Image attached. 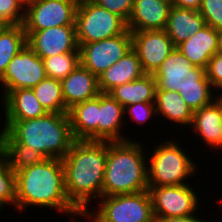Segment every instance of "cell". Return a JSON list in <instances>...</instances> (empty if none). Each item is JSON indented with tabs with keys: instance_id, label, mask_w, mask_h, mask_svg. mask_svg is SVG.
Returning a JSON list of instances; mask_svg holds the SVG:
<instances>
[{
	"instance_id": "1",
	"label": "cell",
	"mask_w": 222,
	"mask_h": 222,
	"mask_svg": "<svg viewBox=\"0 0 222 222\" xmlns=\"http://www.w3.org/2000/svg\"><path fill=\"white\" fill-rule=\"evenodd\" d=\"M17 212L33 208H50L77 222L83 214L69 201L65 190L64 167L60 158H46L15 173ZM31 207V208H29Z\"/></svg>"
},
{
	"instance_id": "2",
	"label": "cell",
	"mask_w": 222,
	"mask_h": 222,
	"mask_svg": "<svg viewBox=\"0 0 222 222\" xmlns=\"http://www.w3.org/2000/svg\"><path fill=\"white\" fill-rule=\"evenodd\" d=\"M106 159L107 142L90 140H75L62 159L68 199L82 214L102 197Z\"/></svg>"
},
{
	"instance_id": "3",
	"label": "cell",
	"mask_w": 222,
	"mask_h": 222,
	"mask_svg": "<svg viewBox=\"0 0 222 222\" xmlns=\"http://www.w3.org/2000/svg\"><path fill=\"white\" fill-rule=\"evenodd\" d=\"M144 140L147 142L143 143ZM144 140L107 142L102 196L133 194L148 190L149 139L145 137Z\"/></svg>"
},
{
	"instance_id": "4",
	"label": "cell",
	"mask_w": 222,
	"mask_h": 222,
	"mask_svg": "<svg viewBox=\"0 0 222 222\" xmlns=\"http://www.w3.org/2000/svg\"><path fill=\"white\" fill-rule=\"evenodd\" d=\"M5 130L17 143L39 151L46 158L63 159L75 141L68 113H46L27 120H3Z\"/></svg>"
},
{
	"instance_id": "5",
	"label": "cell",
	"mask_w": 222,
	"mask_h": 222,
	"mask_svg": "<svg viewBox=\"0 0 222 222\" xmlns=\"http://www.w3.org/2000/svg\"><path fill=\"white\" fill-rule=\"evenodd\" d=\"M170 137L155 143L153 152L147 153L148 187L176 186L188 184L196 176L199 164L181 147L182 143ZM184 149V150H183ZM150 154V155H148Z\"/></svg>"
},
{
	"instance_id": "6",
	"label": "cell",
	"mask_w": 222,
	"mask_h": 222,
	"mask_svg": "<svg viewBox=\"0 0 222 222\" xmlns=\"http://www.w3.org/2000/svg\"><path fill=\"white\" fill-rule=\"evenodd\" d=\"M95 205L97 207L92 205V208L83 214L85 221L155 222L148 190L133 194L102 196Z\"/></svg>"
},
{
	"instance_id": "7",
	"label": "cell",
	"mask_w": 222,
	"mask_h": 222,
	"mask_svg": "<svg viewBox=\"0 0 222 222\" xmlns=\"http://www.w3.org/2000/svg\"><path fill=\"white\" fill-rule=\"evenodd\" d=\"M75 27L78 43H92L123 34L127 23L93 0H79Z\"/></svg>"
},
{
	"instance_id": "8",
	"label": "cell",
	"mask_w": 222,
	"mask_h": 222,
	"mask_svg": "<svg viewBox=\"0 0 222 222\" xmlns=\"http://www.w3.org/2000/svg\"><path fill=\"white\" fill-rule=\"evenodd\" d=\"M153 75L156 80V90L178 92L189 86H212L205 69L191 63L177 47L171 51Z\"/></svg>"
},
{
	"instance_id": "9",
	"label": "cell",
	"mask_w": 222,
	"mask_h": 222,
	"mask_svg": "<svg viewBox=\"0 0 222 222\" xmlns=\"http://www.w3.org/2000/svg\"><path fill=\"white\" fill-rule=\"evenodd\" d=\"M79 0H31L24 11L25 32H35L63 25H75Z\"/></svg>"
},
{
	"instance_id": "10",
	"label": "cell",
	"mask_w": 222,
	"mask_h": 222,
	"mask_svg": "<svg viewBox=\"0 0 222 222\" xmlns=\"http://www.w3.org/2000/svg\"><path fill=\"white\" fill-rule=\"evenodd\" d=\"M191 183L148 187L155 217H181L196 214L201 200ZM197 191V192H196Z\"/></svg>"
},
{
	"instance_id": "11",
	"label": "cell",
	"mask_w": 222,
	"mask_h": 222,
	"mask_svg": "<svg viewBox=\"0 0 222 222\" xmlns=\"http://www.w3.org/2000/svg\"><path fill=\"white\" fill-rule=\"evenodd\" d=\"M46 77L42 58L26 44L9 62L5 73L0 77V93H3L1 99L11 90L32 89Z\"/></svg>"
},
{
	"instance_id": "12",
	"label": "cell",
	"mask_w": 222,
	"mask_h": 222,
	"mask_svg": "<svg viewBox=\"0 0 222 222\" xmlns=\"http://www.w3.org/2000/svg\"><path fill=\"white\" fill-rule=\"evenodd\" d=\"M80 64L97 77L132 49V34H123L92 43H78Z\"/></svg>"
},
{
	"instance_id": "13",
	"label": "cell",
	"mask_w": 222,
	"mask_h": 222,
	"mask_svg": "<svg viewBox=\"0 0 222 222\" xmlns=\"http://www.w3.org/2000/svg\"><path fill=\"white\" fill-rule=\"evenodd\" d=\"M131 34L132 49L137 53L146 74H154L175 48L165 29L135 31Z\"/></svg>"
},
{
	"instance_id": "14",
	"label": "cell",
	"mask_w": 222,
	"mask_h": 222,
	"mask_svg": "<svg viewBox=\"0 0 222 222\" xmlns=\"http://www.w3.org/2000/svg\"><path fill=\"white\" fill-rule=\"evenodd\" d=\"M28 46L42 59L56 54L79 51L75 25H63L25 32Z\"/></svg>"
},
{
	"instance_id": "15",
	"label": "cell",
	"mask_w": 222,
	"mask_h": 222,
	"mask_svg": "<svg viewBox=\"0 0 222 222\" xmlns=\"http://www.w3.org/2000/svg\"><path fill=\"white\" fill-rule=\"evenodd\" d=\"M222 96H218L211 104L194 111L192 123L188 128L193 129L194 140H199L205 144L206 149L216 150L222 140ZM197 134V135H196ZM202 139V140H201Z\"/></svg>"
},
{
	"instance_id": "16",
	"label": "cell",
	"mask_w": 222,
	"mask_h": 222,
	"mask_svg": "<svg viewBox=\"0 0 222 222\" xmlns=\"http://www.w3.org/2000/svg\"><path fill=\"white\" fill-rule=\"evenodd\" d=\"M124 107L108 93L98 95V141L120 142L131 140L124 135ZM122 131V132H121Z\"/></svg>"
},
{
	"instance_id": "17",
	"label": "cell",
	"mask_w": 222,
	"mask_h": 222,
	"mask_svg": "<svg viewBox=\"0 0 222 222\" xmlns=\"http://www.w3.org/2000/svg\"><path fill=\"white\" fill-rule=\"evenodd\" d=\"M170 0H134L127 29L130 32L166 29Z\"/></svg>"
},
{
	"instance_id": "18",
	"label": "cell",
	"mask_w": 222,
	"mask_h": 222,
	"mask_svg": "<svg viewBox=\"0 0 222 222\" xmlns=\"http://www.w3.org/2000/svg\"><path fill=\"white\" fill-rule=\"evenodd\" d=\"M62 95L66 108L96 98L101 92L98 77L79 64L71 73L61 80Z\"/></svg>"
},
{
	"instance_id": "19",
	"label": "cell",
	"mask_w": 222,
	"mask_h": 222,
	"mask_svg": "<svg viewBox=\"0 0 222 222\" xmlns=\"http://www.w3.org/2000/svg\"><path fill=\"white\" fill-rule=\"evenodd\" d=\"M177 48L191 63L206 69L209 60L219 52V30L205 25Z\"/></svg>"
},
{
	"instance_id": "20",
	"label": "cell",
	"mask_w": 222,
	"mask_h": 222,
	"mask_svg": "<svg viewBox=\"0 0 222 222\" xmlns=\"http://www.w3.org/2000/svg\"><path fill=\"white\" fill-rule=\"evenodd\" d=\"M1 101L3 120L34 119L47 113L31 88L11 90Z\"/></svg>"
},
{
	"instance_id": "21",
	"label": "cell",
	"mask_w": 222,
	"mask_h": 222,
	"mask_svg": "<svg viewBox=\"0 0 222 222\" xmlns=\"http://www.w3.org/2000/svg\"><path fill=\"white\" fill-rule=\"evenodd\" d=\"M144 74L137 53L131 49L98 76L99 90L108 93L114 87L134 81Z\"/></svg>"
},
{
	"instance_id": "22",
	"label": "cell",
	"mask_w": 222,
	"mask_h": 222,
	"mask_svg": "<svg viewBox=\"0 0 222 222\" xmlns=\"http://www.w3.org/2000/svg\"><path fill=\"white\" fill-rule=\"evenodd\" d=\"M68 116L74 140L98 141V96L74 105Z\"/></svg>"
},
{
	"instance_id": "23",
	"label": "cell",
	"mask_w": 222,
	"mask_h": 222,
	"mask_svg": "<svg viewBox=\"0 0 222 222\" xmlns=\"http://www.w3.org/2000/svg\"><path fill=\"white\" fill-rule=\"evenodd\" d=\"M155 108L158 119L170 121V124L188 128L192 123L194 112L186 105L184 99L176 91L156 90ZM160 116V117H159Z\"/></svg>"
},
{
	"instance_id": "24",
	"label": "cell",
	"mask_w": 222,
	"mask_h": 222,
	"mask_svg": "<svg viewBox=\"0 0 222 222\" xmlns=\"http://www.w3.org/2000/svg\"><path fill=\"white\" fill-rule=\"evenodd\" d=\"M205 25V20L199 11L171 6L165 30L177 47Z\"/></svg>"
},
{
	"instance_id": "25",
	"label": "cell",
	"mask_w": 222,
	"mask_h": 222,
	"mask_svg": "<svg viewBox=\"0 0 222 222\" xmlns=\"http://www.w3.org/2000/svg\"><path fill=\"white\" fill-rule=\"evenodd\" d=\"M156 80L153 74H144L138 79L114 87L108 94L123 107L136 103H155Z\"/></svg>"
},
{
	"instance_id": "26",
	"label": "cell",
	"mask_w": 222,
	"mask_h": 222,
	"mask_svg": "<svg viewBox=\"0 0 222 222\" xmlns=\"http://www.w3.org/2000/svg\"><path fill=\"white\" fill-rule=\"evenodd\" d=\"M0 153L15 173L46 159L39 151L17 143L5 130H0Z\"/></svg>"
},
{
	"instance_id": "27",
	"label": "cell",
	"mask_w": 222,
	"mask_h": 222,
	"mask_svg": "<svg viewBox=\"0 0 222 222\" xmlns=\"http://www.w3.org/2000/svg\"><path fill=\"white\" fill-rule=\"evenodd\" d=\"M27 44V36L22 24L3 25L0 28V77L9 62Z\"/></svg>"
},
{
	"instance_id": "28",
	"label": "cell",
	"mask_w": 222,
	"mask_h": 222,
	"mask_svg": "<svg viewBox=\"0 0 222 222\" xmlns=\"http://www.w3.org/2000/svg\"><path fill=\"white\" fill-rule=\"evenodd\" d=\"M32 89L47 113H68L62 95L61 80L46 77Z\"/></svg>"
},
{
	"instance_id": "29",
	"label": "cell",
	"mask_w": 222,
	"mask_h": 222,
	"mask_svg": "<svg viewBox=\"0 0 222 222\" xmlns=\"http://www.w3.org/2000/svg\"><path fill=\"white\" fill-rule=\"evenodd\" d=\"M42 60L47 77L62 80L80 64V52L56 54Z\"/></svg>"
},
{
	"instance_id": "30",
	"label": "cell",
	"mask_w": 222,
	"mask_h": 222,
	"mask_svg": "<svg viewBox=\"0 0 222 222\" xmlns=\"http://www.w3.org/2000/svg\"><path fill=\"white\" fill-rule=\"evenodd\" d=\"M16 203V175L6 158L0 153V213Z\"/></svg>"
},
{
	"instance_id": "31",
	"label": "cell",
	"mask_w": 222,
	"mask_h": 222,
	"mask_svg": "<svg viewBox=\"0 0 222 222\" xmlns=\"http://www.w3.org/2000/svg\"><path fill=\"white\" fill-rule=\"evenodd\" d=\"M178 93L193 112L211 104L219 96L212 86H189Z\"/></svg>"
},
{
	"instance_id": "32",
	"label": "cell",
	"mask_w": 222,
	"mask_h": 222,
	"mask_svg": "<svg viewBox=\"0 0 222 222\" xmlns=\"http://www.w3.org/2000/svg\"><path fill=\"white\" fill-rule=\"evenodd\" d=\"M129 118H128V117ZM124 117H125V123L128 122L127 120H130V122L136 123L137 125H146L147 123L150 124L151 119L154 117L157 118L156 115V108L155 103H136L133 105H128L124 107ZM127 117V118H126ZM149 120V121H148Z\"/></svg>"
},
{
	"instance_id": "33",
	"label": "cell",
	"mask_w": 222,
	"mask_h": 222,
	"mask_svg": "<svg viewBox=\"0 0 222 222\" xmlns=\"http://www.w3.org/2000/svg\"><path fill=\"white\" fill-rule=\"evenodd\" d=\"M25 6L19 0H0V23L23 24Z\"/></svg>"
},
{
	"instance_id": "34",
	"label": "cell",
	"mask_w": 222,
	"mask_h": 222,
	"mask_svg": "<svg viewBox=\"0 0 222 222\" xmlns=\"http://www.w3.org/2000/svg\"><path fill=\"white\" fill-rule=\"evenodd\" d=\"M199 12L206 25L222 30V0H202Z\"/></svg>"
},
{
	"instance_id": "35",
	"label": "cell",
	"mask_w": 222,
	"mask_h": 222,
	"mask_svg": "<svg viewBox=\"0 0 222 222\" xmlns=\"http://www.w3.org/2000/svg\"><path fill=\"white\" fill-rule=\"evenodd\" d=\"M205 73L216 94L222 96V53L217 52L209 60Z\"/></svg>"
},
{
	"instance_id": "36",
	"label": "cell",
	"mask_w": 222,
	"mask_h": 222,
	"mask_svg": "<svg viewBox=\"0 0 222 222\" xmlns=\"http://www.w3.org/2000/svg\"><path fill=\"white\" fill-rule=\"evenodd\" d=\"M100 7L121 17L126 23L130 19L134 0H93Z\"/></svg>"
},
{
	"instance_id": "37",
	"label": "cell",
	"mask_w": 222,
	"mask_h": 222,
	"mask_svg": "<svg viewBox=\"0 0 222 222\" xmlns=\"http://www.w3.org/2000/svg\"><path fill=\"white\" fill-rule=\"evenodd\" d=\"M196 215V216H195ZM198 213L181 217H155V222H211L204 220L205 215L200 217ZM204 218V219H202Z\"/></svg>"
},
{
	"instance_id": "38",
	"label": "cell",
	"mask_w": 222,
	"mask_h": 222,
	"mask_svg": "<svg viewBox=\"0 0 222 222\" xmlns=\"http://www.w3.org/2000/svg\"><path fill=\"white\" fill-rule=\"evenodd\" d=\"M171 5L199 11L202 0H170Z\"/></svg>"
},
{
	"instance_id": "39",
	"label": "cell",
	"mask_w": 222,
	"mask_h": 222,
	"mask_svg": "<svg viewBox=\"0 0 222 222\" xmlns=\"http://www.w3.org/2000/svg\"><path fill=\"white\" fill-rule=\"evenodd\" d=\"M219 52L222 53V30H219Z\"/></svg>"
},
{
	"instance_id": "40",
	"label": "cell",
	"mask_w": 222,
	"mask_h": 222,
	"mask_svg": "<svg viewBox=\"0 0 222 222\" xmlns=\"http://www.w3.org/2000/svg\"><path fill=\"white\" fill-rule=\"evenodd\" d=\"M24 6H26L31 0H19Z\"/></svg>"
},
{
	"instance_id": "41",
	"label": "cell",
	"mask_w": 222,
	"mask_h": 222,
	"mask_svg": "<svg viewBox=\"0 0 222 222\" xmlns=\"http://www.w3.org/2000/svg\"><path fill=\"white\" fill-rule=\"evenodd\" d=\"M221 121H222V119H221ZM215 151H216V153H217V151H218V153L222 151V140H221L220 146Z\"/></svg>"
}]
</instances>
